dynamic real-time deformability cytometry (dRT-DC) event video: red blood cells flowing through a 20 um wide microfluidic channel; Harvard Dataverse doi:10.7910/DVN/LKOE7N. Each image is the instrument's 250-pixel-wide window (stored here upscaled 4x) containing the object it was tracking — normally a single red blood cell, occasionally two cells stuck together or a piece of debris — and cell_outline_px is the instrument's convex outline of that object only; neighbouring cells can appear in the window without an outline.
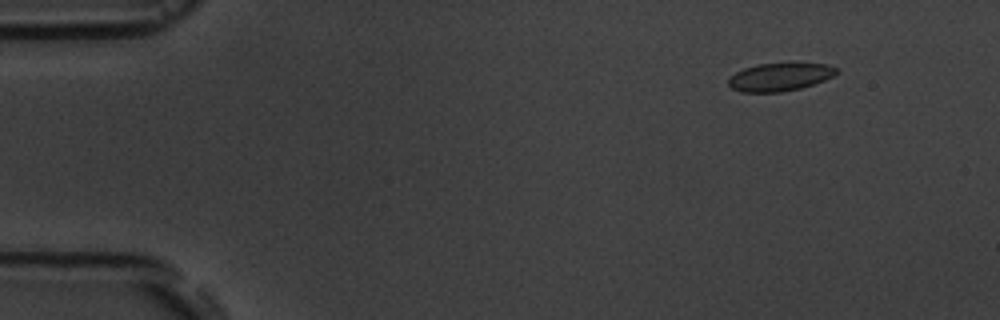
{"species": "common noctule bat (a hibernating species)", "species_latin": "Nyctalus noctula", "temperature_condition": "room temperature", "stored_images_in_passage": 5, "camera_frame_rate_fps": 3000, "um_per_image_px": 0.085, "animal": {"sex": "male", "body_mass_g": 19.5, "forearm_length_mm": 54.6}, "frame": {"image": 1, "passage_image": 2, "time_ms": 1.0, "image_size_px": [1000, 320], "cell_outline_px": [[840, 72], [824, 80], [800, 88], [780, 92], [740, 92], [732, 88], [728, 84], [728, 80], [736, 72], [744, 68], [756, 64], [828, 64], [836, 68]], "centroid_in_image_um": [66.27, 6.55], "position_along_channel_um": 18.7, "area_um2": 17.34}}
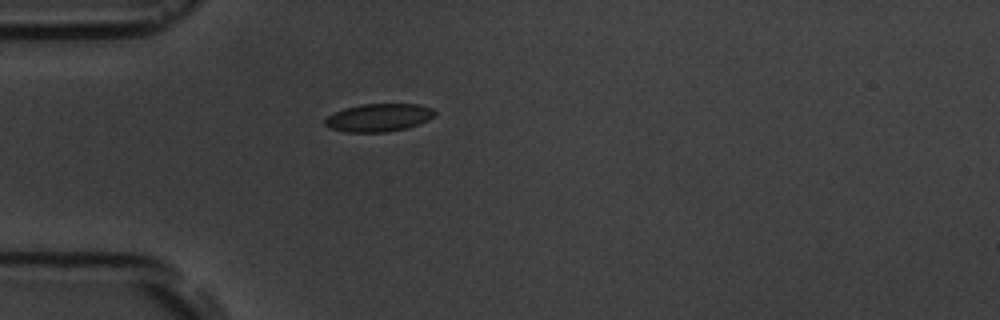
{"frame": {"image": 2, "passage_image": 5, "time_ms": 4.333, "image_size_px": [1000, 320], "cell_outline_px": [[436, 116], [428, 120], [408, 128], [388, 132], [344, 132], [332, 128], [324, 124], [324, 120], [328, 116], [344, 108], [364, 104], [420, 104], [432, 108], [436, 112]], "centroid_in_image_um": [32.23, 10.0], "position_along_channel_um": 52.8, "area_um2": 17.92}}